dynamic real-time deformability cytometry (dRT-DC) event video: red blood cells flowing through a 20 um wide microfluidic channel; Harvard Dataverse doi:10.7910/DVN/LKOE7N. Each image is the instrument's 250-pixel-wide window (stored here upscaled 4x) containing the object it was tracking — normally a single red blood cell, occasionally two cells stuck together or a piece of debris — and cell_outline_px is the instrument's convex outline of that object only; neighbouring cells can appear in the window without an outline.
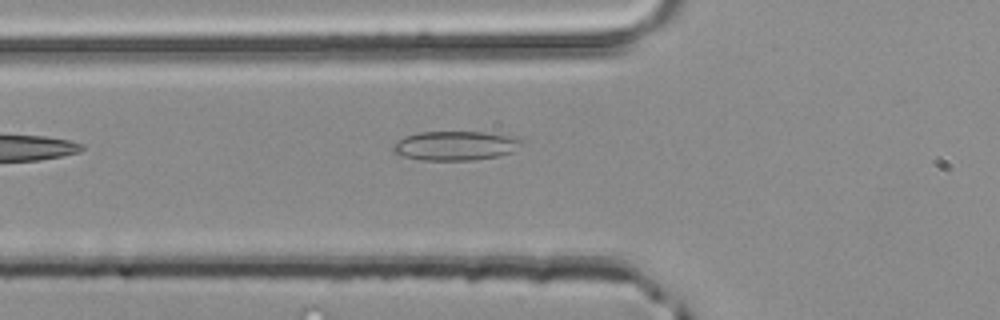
{"species": "common noctule bat (a hibernating species)", "species_latin": "Nyctalus noctula", "temperature_condition": "room temperature", "stored_images_in_passage": 5, "camera_frame_rate_fps": 3000, "um_per_image_px": 0.085, "animal": {"sex": "male", "body_mass_g": 20.4}, "frame": {"image": 1, "passage_image": 5, "time_ms": 1.333, "image_size_px": [1000, 320], "cell_outline_px": [[524, 144], [512, 152], [500, 156], [472, 160], [420, 160], [404, 156], [392, 152], [392, 144], [396, 140], [404, 136], [416, 132], [484, 132], [508, 136], [524, 140]], "centroid_in_image_um": [38.67, 12.38], "position_along_channel_um": 87.1, "area_um2": 22.14}}